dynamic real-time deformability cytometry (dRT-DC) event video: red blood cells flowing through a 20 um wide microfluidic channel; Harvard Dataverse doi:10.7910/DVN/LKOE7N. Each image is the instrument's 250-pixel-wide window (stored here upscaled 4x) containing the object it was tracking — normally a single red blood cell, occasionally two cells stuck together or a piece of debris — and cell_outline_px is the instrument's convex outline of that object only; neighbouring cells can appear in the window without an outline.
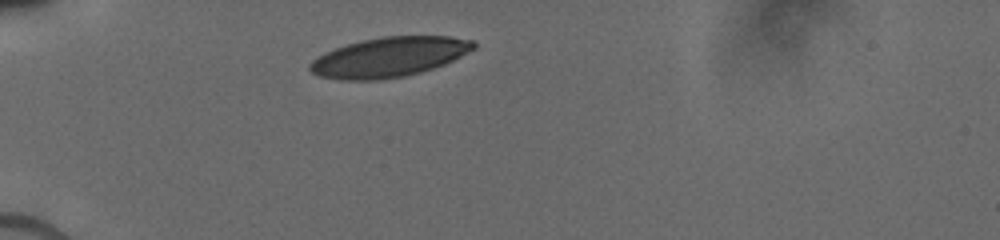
{"species": "human", "species_latin": "Homo sapiens", "temperature_condition": "cold", "stored_images_in_passage": 3, "camera_frame_rate_fps": 3000, "um_per_image_px": 0.085, "donor": {"sex": "male"}, "frame": {"image": 1, "passage_image": 1, "time_ms": 0.0, "image_size_px": [1000, 240], "cell_outline_px": [[476, 48], [444, 64], [420, 72], [404, 76], [376, 80], [340, 80], [320, 76], [312, 72], [308, 68], [308, 64], [316, 56], [324, 52], [360, 40], [380, 36], [448, 36], [476, 40]], "centroid_in_image_um": [33.06, 4.84], "position_along_channel_um": 51.9, "area_um2": 38.03}}
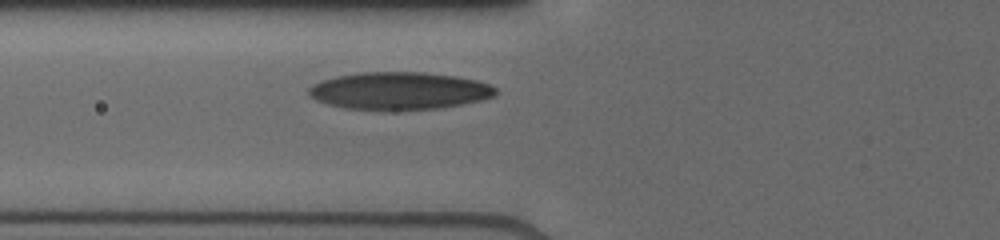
{"frame": {"image": 2, "passage_image": 3, "time_ms": 1.667, "image_size_px": [1000, 240], "cell_outline_px": [[496, 96], [480, 100], [460, 104], [436, 108], [344, 108], [328, 104], [316, 100], [308, 92], [308, 88], [312, 84], [320, 80], [336, 76], [360, 72], [424, 72], [456, 76], [476, 80], [488, 84], [496, 88]], "centroid_in_image_um": [33.92, 7.68], "position_along_channel_um": 91.9, "area_um2": 40.06}}